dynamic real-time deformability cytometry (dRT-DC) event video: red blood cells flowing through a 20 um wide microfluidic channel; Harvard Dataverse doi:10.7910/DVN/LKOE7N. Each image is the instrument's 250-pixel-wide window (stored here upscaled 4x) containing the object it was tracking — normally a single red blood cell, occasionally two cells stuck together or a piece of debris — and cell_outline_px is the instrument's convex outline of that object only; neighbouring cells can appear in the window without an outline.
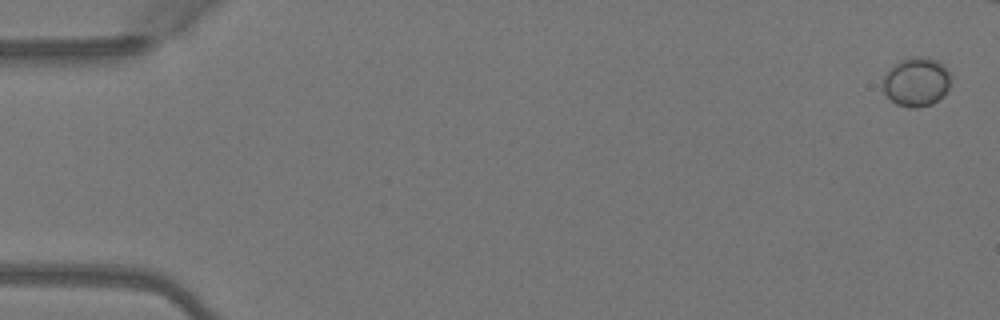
{"species": "Egyptian fruit bat (a non-hibernating species)", "species_latin": "Rousettus aegyptiacus", "temperature_condition": "warm", "stored_images_in_passage": 5, "camera_frame_rate_fps": 3000, "um_per_image_px": 0.085, "animal": {"sex": "female"}, "frame": {"image": 1, "passage_image": 1, "time_ms": 0.0, "image_size_px": [1000, 320], "cell_outline_px": [[952, 76], [948, 88], [944, 96], [932, 104], [916, 108], [908, 108], [896, 104], [884, 92], [884, 76], [900, 60], [916, 56], [920, 56], [936, 60], [944, 64]], "centroid_in_image_um": [77.95, 6.97], "position_along_channel_um": 7.1, "area_um2": 19.36}}